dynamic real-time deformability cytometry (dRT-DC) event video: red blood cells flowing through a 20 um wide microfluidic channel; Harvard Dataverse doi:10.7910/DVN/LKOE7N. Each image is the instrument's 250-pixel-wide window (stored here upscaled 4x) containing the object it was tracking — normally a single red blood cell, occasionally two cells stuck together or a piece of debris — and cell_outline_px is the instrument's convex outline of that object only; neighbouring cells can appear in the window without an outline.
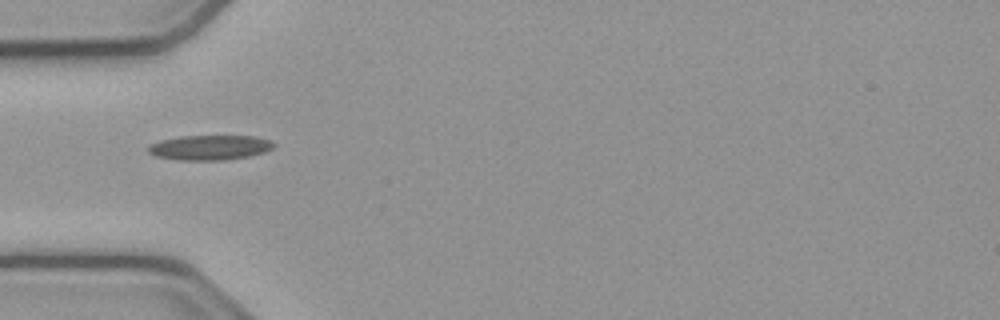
{"species": "common noctule bat (a hibernating species)", "species_latin": "Nyctalus noctula", "temperature_condition": "cold", "stored_images_in_passage": 34, "camera_frame_rate_fps": 3000, "um_per_image_px": 0.085, "animal": {"sex": "male", "body_mass_g": 23.1, "forearm_length_mm": 52.7}, "frame": {"image": 1, "passage_image": 1, "time_ms": 0.0, "image_size_px": [1000, 320], "cell_outline_px": [[276, 144], [272, 148], [264, 152], [248, 156], [228, 160], [176, 160], [156, 156], [148, 152], [148, 144], [160, 140], [180, 136], [252, 136], [268, 140]], "centroid_in_image_um": [17.78, 12.54], "position_along_channel_um": 67.2, "area_um2": 18.21}}
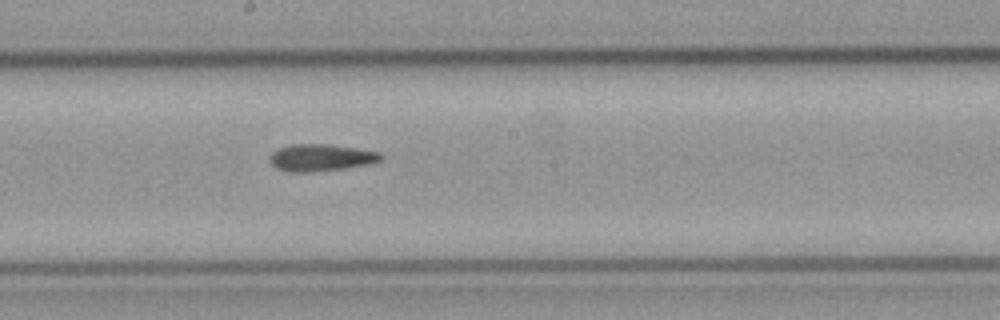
{"frame": {"image": 2, "passage_image": 13, "time_ms": 4.0, "image_size_px": [1000, 320], "cell_outline_px": [[384, 156], [380, 160], [372, 164], [344, 168], [312, 172], [288, 172], [276, 168], [268, 160], [268, 156], [272, 152], [280, 148], [292, 144], [328, 144], [380, 152]], "centroid_in_image_um": [27.26, 13.4], "position_along_channel_um": 220.9, "area_um2": 17.57}}
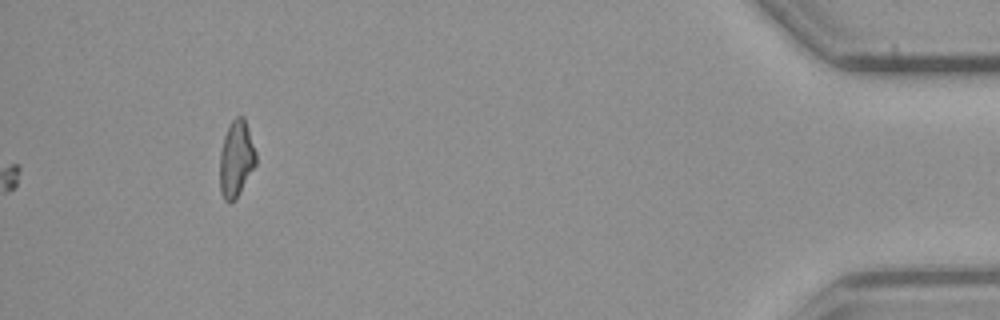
{"frame": {"image": 3, "passage_image": 34, "time_ms": 11.0, "image_size_px": [1000, 320], "cell_outline_px": [[256, 164], [236, 200], [228, 204], [224, 200], [220, 192], [220, 152], [224, 136], [232, 120], [236, 116], [244, 116], [256, 152]], "centroid_in_image_um": [20.07, 13.54], "position_along_channel_um": 415.1, "area_um2": 16.18}, "authors_computed_cell_mechanics": {"area_um2": 16.762, "velocity_mm_per_s": 3.8109, "shape_relaxation_time_tau1_ms": null, "shape_relaxation_time_tau2_ms": 10.7125, "deformation_change_tau1": null, "deformation_change_tau2": 0.1968}}